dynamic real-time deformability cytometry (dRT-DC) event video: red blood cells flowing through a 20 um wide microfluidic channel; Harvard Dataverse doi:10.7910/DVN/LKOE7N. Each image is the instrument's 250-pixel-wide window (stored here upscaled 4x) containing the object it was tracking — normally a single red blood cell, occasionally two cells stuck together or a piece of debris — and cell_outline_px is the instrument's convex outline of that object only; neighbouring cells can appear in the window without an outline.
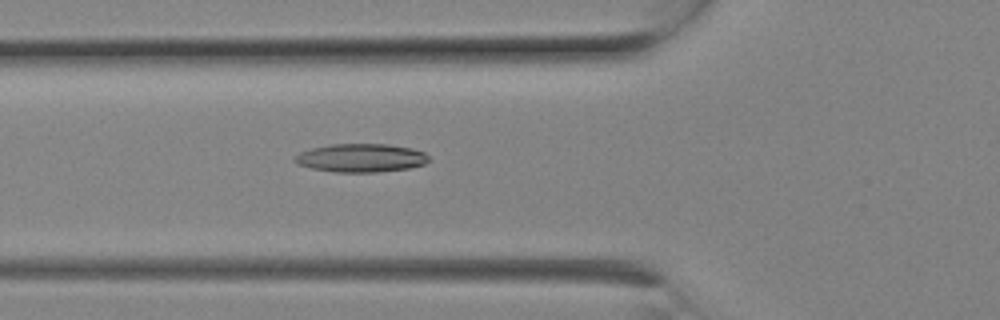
{"species": "Egyptian fruit bat (a non-hibernating species)", "species_latin": "Rousettus aegyptiacus", "temperature_condition": "room temperature", "stored_images_in_passage": 7, "camera_frame_rate_fps": 3000, "um_per_image_px": 0.085, "animal": {"sex": "female"}, "frame": {"image": 1, "passage_image": 7, "time_ms": 2.0, "image_size_px": [1000, 320], "cell_outline_px": [[432, 160], [424, 164], [408, 168], [376, 172], [336, 172], [312, 168], [296, 164], [292, 160], [292, 156], [300, 152], [312, 148], [332, 144], [388, 144], [412, 148], [424, 152]], "centroid_in_image_um": [30.67, 13.42], "position_along_channel_um": 95.1, "area_um2": 22.31}}